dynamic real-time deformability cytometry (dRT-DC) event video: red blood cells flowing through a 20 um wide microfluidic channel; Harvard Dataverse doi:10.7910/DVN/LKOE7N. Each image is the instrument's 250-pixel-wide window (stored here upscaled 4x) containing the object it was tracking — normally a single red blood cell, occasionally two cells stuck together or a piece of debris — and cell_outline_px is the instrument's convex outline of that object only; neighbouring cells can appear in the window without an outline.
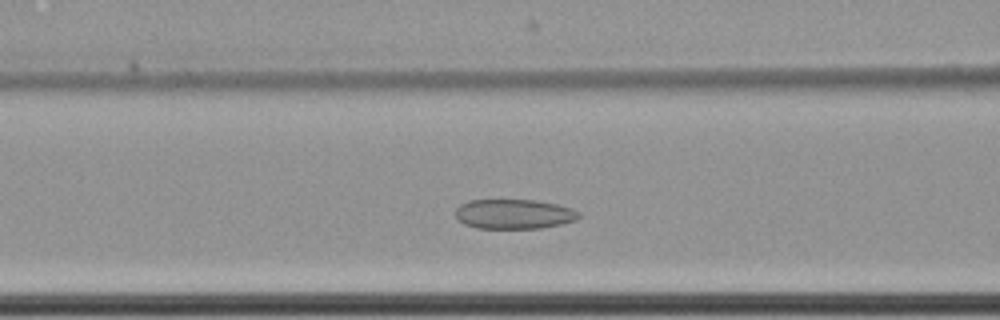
{"species": "common noctule bat (a hibernating species)", "species_latin": "Nyctalus noctula", "temperature_condition": "cold", "stored_images_in_passage": 52, "camera_frame_rate_fps": 3000, "um_per_image_px": 0.085, "animal": {"sex": "female", "body_mass_g": 22.7, "forearm_length_mm": 54.2}, "frame": {"image": 1, "passage_image": 17, "time_ms": 5.333, "image_size_px": [1000, 320], "cell_outline_px": [[584, 216], [576, 220], [560, 224], [540, 228], [476, 228], [464, 224], [456, 220], [456, 208], [460, 204], [468, 200], [536, 200], [556, 204], [572, 208], [580, 212]], "centroid_in_image_um": [43.69, 18.19], "position_along_channel_um": 122.9, "area_um2": 21.56}}
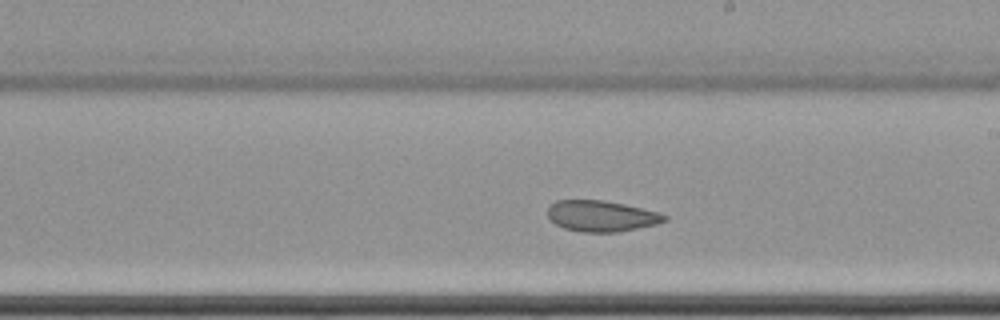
{"frame": {"image": 2, "passage_image": 27, "time_ms": 8.667, "image_size_px": [1000, 320], "cell_outline_px": [[668, 220], [656, 224], [620, 232], [580, 232], [564, 228], [556, 224], [548, 216], [548, 208], [556, 200], [604, 200], [624, 204], [656, 212], [668, 216]], "centroid_in_image_um": [51.12, 18.37], "position_along_channel_um": 237.9, "area_um2": 20.98}}
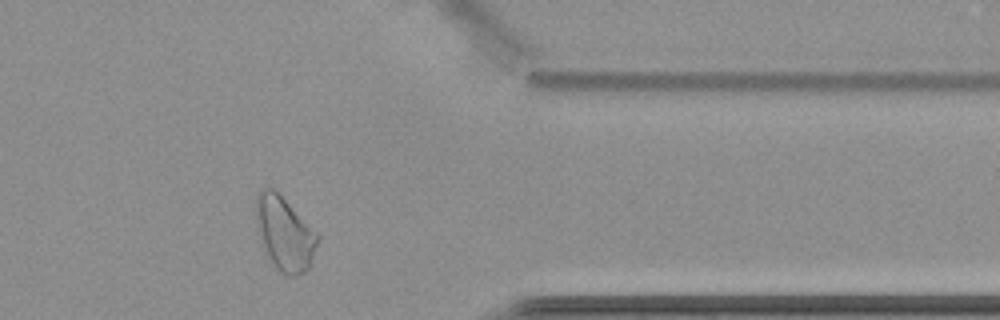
{"frame": {"image": 3, "passage_image": 41, "time_ms": 13.333, "image_size_px": [1000, 320], "cell_outline_px": [[320, 236], [308, 268], [304, 272], [296, 276], [288, 276], [280, 272], [276, 268], [268, 256], [260, 236], [256, 216], [256, 196], [260, 188], [272, 188]], "centroid_in_image_um": [24.18, 19.87], "position_along_channel_um": 387.2, "area_um2": 25.61}, "authors_computed_cell_mechanics": {"area_um2": 24.0737, "velocity_mm_per_s": 3.4537, "shape_relaxation_time_tau1_ms": null, "shape_relaxation_time_tau2_ms": 4.9891, "deformation_change_tau1": null, "deformation_change_tau2": 0.0856}}